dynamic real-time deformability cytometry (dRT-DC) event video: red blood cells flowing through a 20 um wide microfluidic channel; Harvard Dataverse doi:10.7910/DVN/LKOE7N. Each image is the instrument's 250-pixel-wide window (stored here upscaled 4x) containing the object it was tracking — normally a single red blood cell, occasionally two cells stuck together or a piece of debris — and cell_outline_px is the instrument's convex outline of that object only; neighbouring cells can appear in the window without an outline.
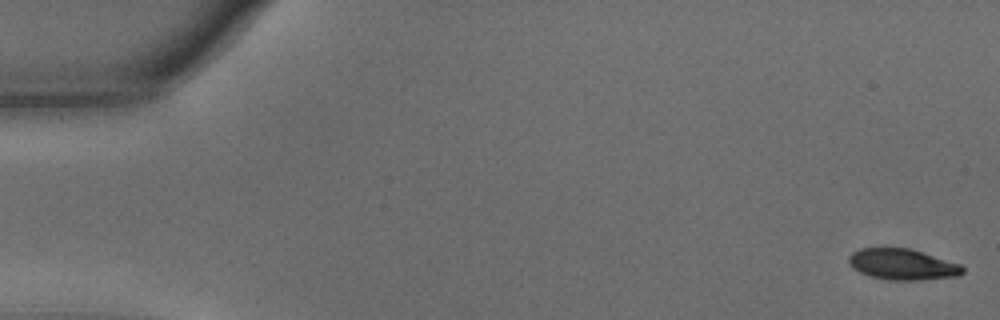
{"species": "common noctule bat (a hibernating species)", "species_latin": "Nyctalus noctula", "temperature_condition": "warm", "stored_images_in_passage": 22, "camera_frame_rate_fps": 3000, "um_per_image_px": 0.085, "animal": {"sex": "male", "body_mass_g": 15.6}, "frame": {"image": 1, "passage_image": 1, "time_ms": 0.0, "image_size_px": [1000, 320], "cell_outline_px": [[964, 272], [960, 276], [920, 280], [888, 280], [872, 276], [860, 272], [852, 268], [848, 264], [848, 256], [852, 252], [860, 248], [912, 248], [960, 264], [964, 268]], "centroid_in_image_um": [76.71, 22.47], "position_along_channel_um": 8.3, "area_um2": 20.75}}
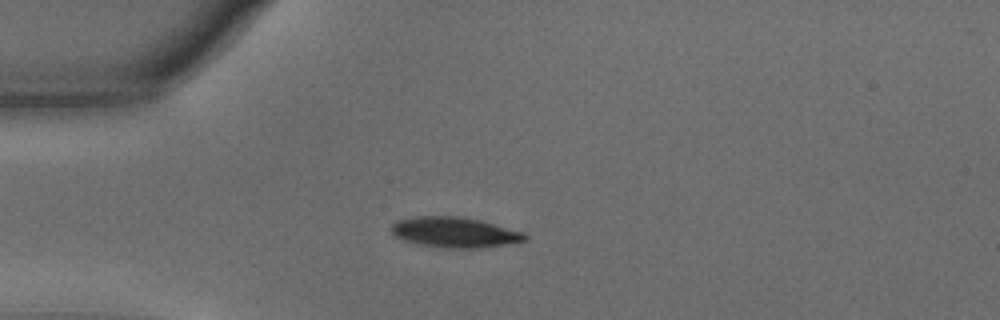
{"frame": {"image": 2, "passage_image": 15, "time_ms": 4.667, "image_size_px": [1000, 320], "cell_outline_px": [[528, 240], [480, 248], [444, 248], [420, 244], [404, 240], [396, 236], [388, 228], [396, 220], [416, 216], [460, 216], [480, 220], [524, 232], [528, 236]], "centroid_in_image_um": [38.63, 19.74], "position_along_channel_um": 46.4, "area_um2": 23.7}}
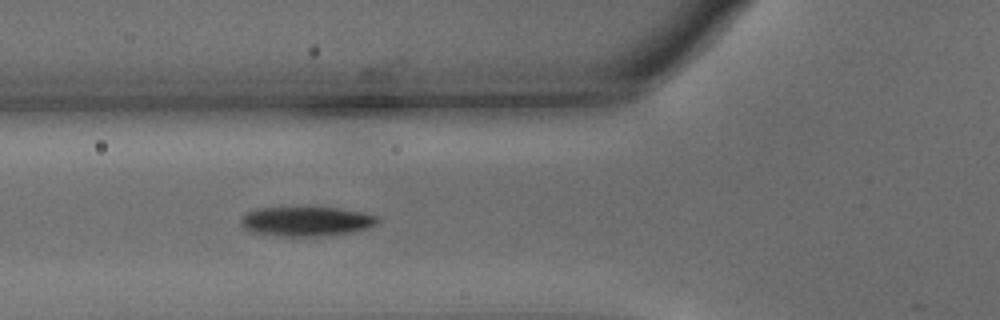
{"frame": {"image": 3, "passage_image": 21, "time_ms": 6.667, "image_size_px": [1000, 320], "cell_outline_px": [[380, 220], [376, 224], [364, 228], [348, 232], [328, 236], [276, 236], [256, 232], [244, 228], [240, 224], [240, 220], [248, 212], [260, 208], [336, 208], [360, 212], [376, 216]], "centroid_in_image_um": [26.01, 18.82], "position_along_channel_um": 99.8, "area_um2": 23.0}}